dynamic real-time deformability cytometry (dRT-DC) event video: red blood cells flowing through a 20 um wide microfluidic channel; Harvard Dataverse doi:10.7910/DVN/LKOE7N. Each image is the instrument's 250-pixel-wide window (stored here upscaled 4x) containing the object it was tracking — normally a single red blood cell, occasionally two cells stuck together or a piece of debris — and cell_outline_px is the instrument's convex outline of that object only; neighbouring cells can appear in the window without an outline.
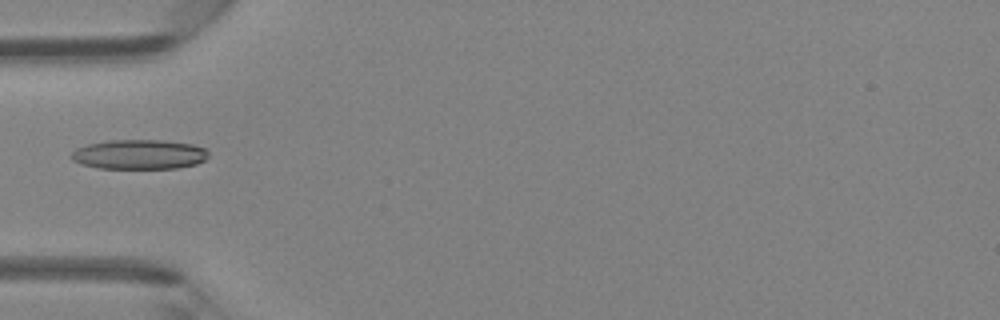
{"species": "Egyptian fruit bat (a non-hibernating species)", "species_latin": "Rousettus aegyptiacus", "temperature_condition": "room temperature", "stored_images_in_passage": 6, "camera_frame_rate_fps": 3000, "um_per_image_px": 0.085, "animal": {"sex": "female"}, "frame": {"image": 1, "passage_image": 5, "time_ms": 4.667, "image_size_px": [1000, 320], "cell_outline_px": [[208, 156], [204, 160], [196, 164], [176, 168], [100, 168], [80, 164], [72, 160], [72, 152], [76, 148], [88, 144], [108, 140], [164, 140], [192, 144], [208, 148]], "centroid_in_image_um": [11.85, 13.12], "position_along_channel_um": 73.1, "area_um2": 23.76}}
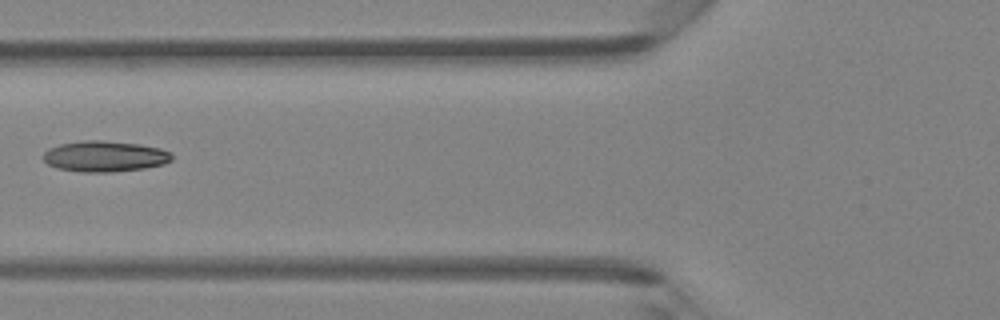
{"frame": {"image": 2, "passage_image": 6, "time_ms": 5.667, "image_size_px": [1000, 320], "cell_outline_px": [[172, 160], [164, 164], [144, 168], [112, 172], [80, 172], [60, 168], [48, 164], [44, 160], [44, 152], [48, 148], [60, 144], [84, 140], [104, 140], [140, 144], [160, 148], [172, 152]], "centroid_in_image_um": [8.93, 13.28], "position_along_channel_um": 116.9, "area_um2": 23.18}}